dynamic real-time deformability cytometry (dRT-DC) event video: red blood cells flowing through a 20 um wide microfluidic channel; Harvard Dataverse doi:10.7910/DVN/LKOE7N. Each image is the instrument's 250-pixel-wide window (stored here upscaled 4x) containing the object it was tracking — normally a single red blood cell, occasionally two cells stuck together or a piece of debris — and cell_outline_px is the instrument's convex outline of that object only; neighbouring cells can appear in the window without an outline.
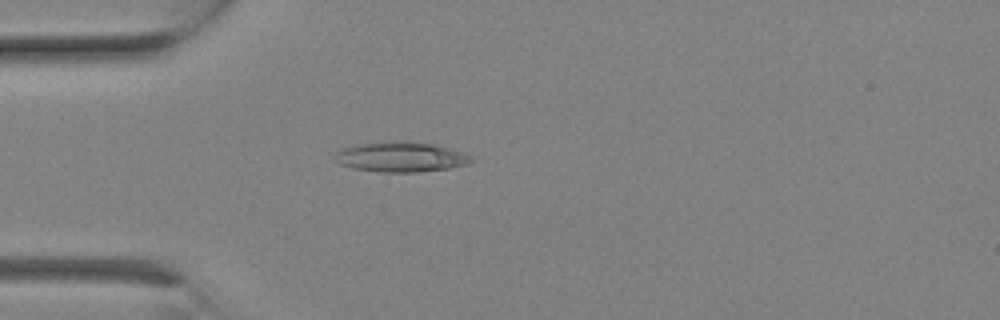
{"species": "Egyptian fruit bat (a non-hibernating species)", "species_latin": "Rousettus aegyptiacus", "temperature_condition": "room temperature", "stored_images_in_passage": 2, "camera_frame_rate_fps": 3000, "um_per_image_px": 0.085, "animal": {"sex": "female"}, "frame": {"image": 1, "passage_image": 2, "time_ms": 0.333, "image_size_px": [1000, 320], "cell_outline_px": [[472, 160], [468, 164], [448, 168], [416, 172], [380, 172], [352, 168], [340, 164], [336, 160], [336, 152], [344, 148], [356, 144], [384, 140], [408, 140], [432, 144], [464, 152]], "centroid_in_image_um": [34.03, 13.32], "position_along_channel_um": 51.0, "area_um2": 23.99}}